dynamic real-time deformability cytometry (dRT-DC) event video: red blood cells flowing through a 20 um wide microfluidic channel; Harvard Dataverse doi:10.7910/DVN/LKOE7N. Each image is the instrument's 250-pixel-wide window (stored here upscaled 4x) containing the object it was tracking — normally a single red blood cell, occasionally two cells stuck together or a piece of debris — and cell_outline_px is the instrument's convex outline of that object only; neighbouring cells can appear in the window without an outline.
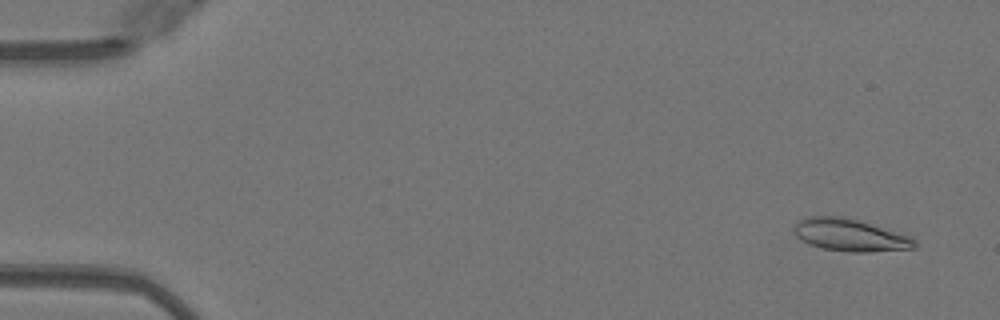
{"species": "Egyptian fruit bat (a non-hibernating species)", "species_latin": "Rousettus aegyptiacus", "temperature_condition": "warm", "stored_images_in_passage": 50, "camera_frame_rate_fps": 3000, "um_per_image_px": 0.085, "animal": {"sex": "female"}, "frame": {"image": 1, "passage_image": 3, "time_ms": 0.667, "image_size_px": [1000, 320], "cell_outline_px": [[916, 248], [868, 252], [848, 252], [824, 248], [808, 244], [796, 236], [796, 224], [800, 220], [808, 216], [844, 216], [860, 220], [912, 236], [916, 240]], "centroid_in_image_um": [72.32, 19.98], "position_along_channel_um": 12.7, "area_um2": 22.77}}
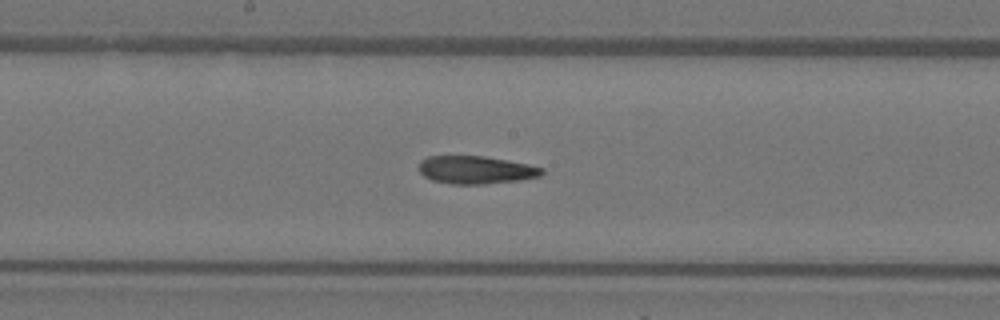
{"frame": {"image": 2, "passage_image": 27, "time_ms": 8.667, "image_size_px": [1000, 320], "cell_outline_px": [[544, 172], [540, 176], [516, 180], [484, 184], [452, 184], [432, 180], [424, 176], [420, 172], [420, 160], [428, 156], [484, 156], [528, 164], [544, 168]], "centroid_in_image_um": [40.44, 14.43], "position_along_channel_um": 207.8, "area_um2": 19.83}}
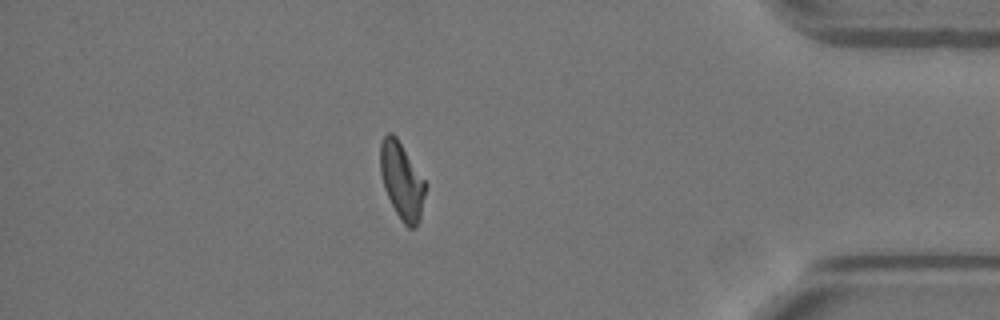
{"frame": {"image": 3, "passage_image": 44, "time_ms": 14.333, "image_size_px": [1000, 320], "cell_outline_px": [[428, 184], [420, 220], [416, 228], [408, 228], [400, 220], [384, 188], [380, 172], [380, 144], [384, 136], [388, 132], [392, 132], [396, 136]], "centroid_in_image_um": [34.18, 15.38], "position_along_channel_um": 401.0, "area_um2": 20.46}, "authors_computed_cell_mechanics": {"area_um2": 20.7791, "velocity_mm_per_s": 4.0601, "shape_relaxation_time_tau1_ms": null, "shape_relaxation_time_tau2_ms": 3.0166, "deformation_change_tau1": null, "deformation_change_tau2": 0.1185}}